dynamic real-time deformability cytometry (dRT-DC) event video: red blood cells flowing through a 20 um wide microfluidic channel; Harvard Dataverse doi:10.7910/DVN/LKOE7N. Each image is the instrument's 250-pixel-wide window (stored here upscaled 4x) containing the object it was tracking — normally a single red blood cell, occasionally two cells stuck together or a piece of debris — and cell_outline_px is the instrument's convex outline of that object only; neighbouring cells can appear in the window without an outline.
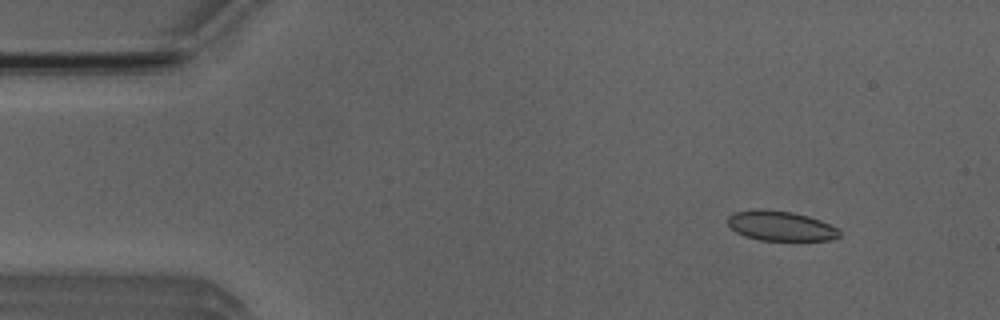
{"species": "Egyptian fruit bat (a non-hibernating species)", "species_latin": "Rousettus aegyptiacus", "temperature_condition": "room temperature", "stored_images_in_passage": 6, "camera_frame_rate_fps": 3000, "um_per_image_px": 0.085, "animal": {"sex": "male"}, "frame": {"image": 1, "passage_image": 2, "time_ms": 1.333, "image_size_px": [1000, 320], "cell_outline_px": [[840, 236], [832, 240], [760, 240], [744, 236], [736, 232], [728, 224], [728, 216], [732, 212], [752, 208], [760, 208], [792, 212], [808, 216], [820, 220], [836, 228], [840, 232]], "centroid_in_image_um": [66.3, 19.18], "position_along_channel_um": 18.7, "area_um2": 19.54}}
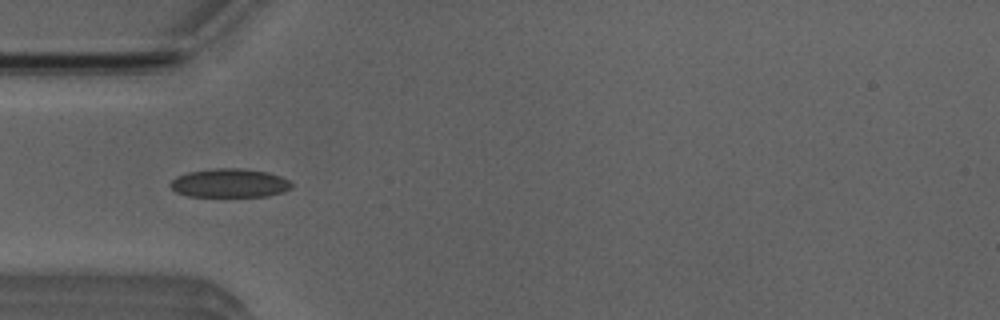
{"frame": {"image": 2, "passage_image": 5, "time_ms": 4.667, "image_size_px": [1000, 320], "cell_outline_px": [[292, 188], [284, 192], [268, 196], [188, 196], [176, 192], [168, 184], [176, 176], [188, 172], [216, 168], [236, 168], [268, 172], [280, 176], [288, 180], [292, 184]], "centroid_in_image_um": [19.52, 15.56], "position_along_channel_um": 65.5, "area_um2": 20.29}}